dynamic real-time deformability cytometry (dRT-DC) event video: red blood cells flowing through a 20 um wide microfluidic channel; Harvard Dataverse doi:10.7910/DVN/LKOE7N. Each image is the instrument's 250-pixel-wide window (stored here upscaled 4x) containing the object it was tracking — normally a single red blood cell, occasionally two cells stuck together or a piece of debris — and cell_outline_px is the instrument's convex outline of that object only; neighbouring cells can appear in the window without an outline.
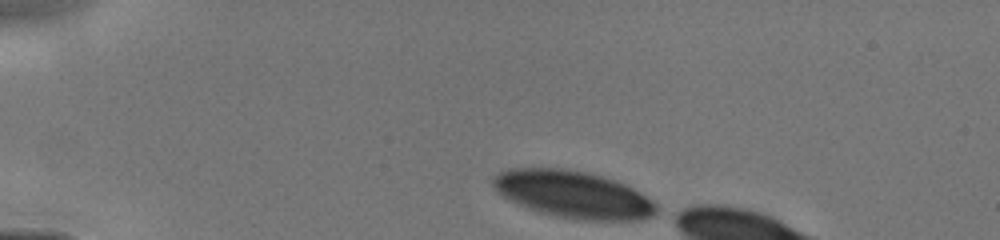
{"species": "human", "species_latin": "Homo sapiens", "temperature_condition": "cold", "stored_images_in_passage": 4, "camera_frame_rate_fps": 3000, "um_per_image_px": 0.085, "donor": {"sex": "male"}, "frame": {"image": 1, "passage_image": 1, "time_ms": 0.0, "image_size_px": [1000, 240], "cell_outline_px": [[660, 212], [652, 216], [640, 220], [580, 220], [556, 216], [540, 212], [520, 204], [504, 196], [492, 184], [492, 180], [500, 172], [512, 168], [568, 168], [616, 180], [632, 188], [652, 200], [660, 208]], "centroid_in_image_um": [48.79, 16.53], "position_along_channel_um": 36.2, "area_um2": 44.51}}